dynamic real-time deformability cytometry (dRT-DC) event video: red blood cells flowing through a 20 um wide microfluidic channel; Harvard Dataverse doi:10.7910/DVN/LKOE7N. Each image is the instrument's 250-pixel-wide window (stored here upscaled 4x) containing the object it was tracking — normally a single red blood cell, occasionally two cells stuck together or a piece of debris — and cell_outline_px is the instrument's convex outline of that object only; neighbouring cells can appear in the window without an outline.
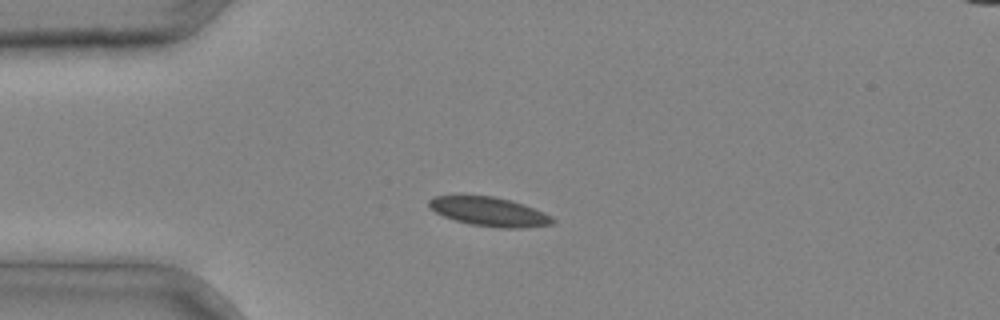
{"species": "common noctule bat (a hibernating species)", "species_latin": "Nyctalus noctula", "temperature_condition": "cold", "stored_images_in_passage": 2, "camera_frame_rate_fps": 3000, "um_per_image_px": 0.085, "animal": {"sex": "male", "body_mass_g": 20.4}, "frame": {"image": 1, "passage_image": 2, "time_ms": 0.333, "image_size_px": [1000, 320], "cell_outline_px": [[556, 224], [520, 228], [500, 228], [468, 224], [444, 216], [436, 212], [428, 204], [428, 200], [436, 196], [460, 192], [492, 196], [524, 204], [544, 212], [552, 216], [556, 220]], "centroid_in_image_um": [41.56, 17.95], "position_along_channel_um": 43.4, "area_um2": 21.62}}